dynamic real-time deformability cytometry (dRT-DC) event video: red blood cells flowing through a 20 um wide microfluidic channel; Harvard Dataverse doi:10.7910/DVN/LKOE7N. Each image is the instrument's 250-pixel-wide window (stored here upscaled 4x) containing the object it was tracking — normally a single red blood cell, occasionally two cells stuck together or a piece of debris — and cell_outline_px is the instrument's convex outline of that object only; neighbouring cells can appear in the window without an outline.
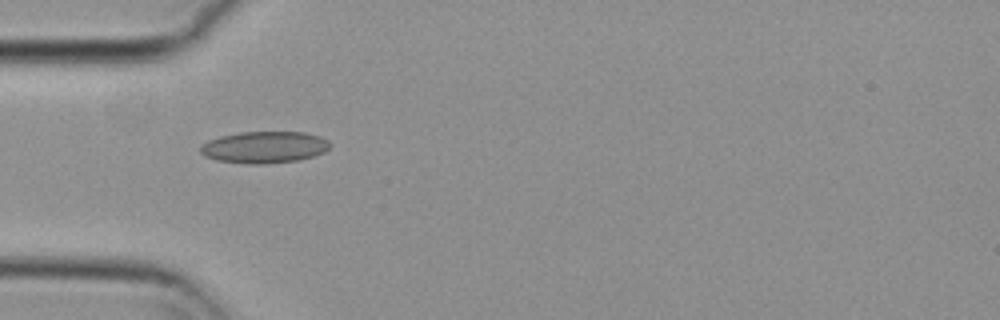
{"species": "common noctule bat (a hibernating species)", "species_latin": "Nyctalus noctula", "temperature_condition": "cold", "stored_images_in_passage": 39, "camera_frame_rate_fps": 3000, "um_per_image_px": 0.085, "animal": {"sex": "female", "body_mass_g": 29.2, "forearm_length_mm": 56.3}, "frame": {"image": 1, "passage_image": 1, "time_ms": 0.0, "image_size_px": [1000, 320], "cell_outline_px": [[332, 144], [324, 152], [312, 156], [296, 160], [264, 164], [248, 164], [216, 160], [204, 156], [200, 152], [200, 144], [208, 140], [220, 136], [240, 132], [304, 132], [320, 136], [328, 140]], "centroid_in_image_um": [22.44, 12.51], "position_along_channel_um": 62.6, "area_um2": 24.04}}
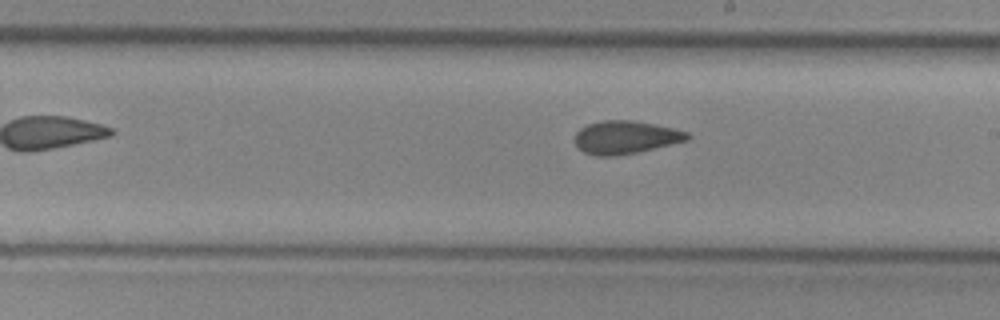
{"frame": {"image": 2, "passage_image": 15, "time_ms": 4.667, "image_size_px": [1000, 320], "cell_outline_px": [[692, 136], [688, 140], [636, 152], [616, 156], [596, 156], [584, 152], [576, 144], [576, 132], [580, 128], [588, 124], [604, 120], [632, 120], [672, 128], [688, 132]], "centroid_in_image_um": [53.17, 11.67], "position_along_channel_um": 235.8, "area_um2": 21.39}}
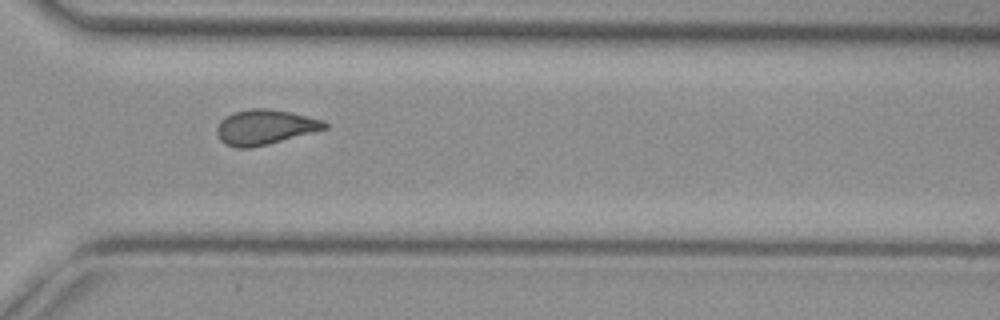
{"frame": {"image": 3, "passage_image": 24, "time_ms": 7.667, "image_size_px": [1000, 320], "cell_outline_px": [[328, 128], [268, 144], [252, 148], [236, 148], [224, 144], [220, 140], [216, 132], [216, 128], [220, 120], [224, 116], [232, 112], [252, 108], [264, 108], [288, 112], [324, 120], [328, 124]], "centroid_in_image_um": [22.46, 10.81], "position_along_channel_um": 348.1, "area_um2": 22.02}, "authors_computed_cell_mechanics": {"area_um2": 21.4438, "velocity_mm_per_s": 3.7455, "shape_relaxation_time_tau1_ms": null, "shape_relaxation_time_tau2_ms": 2.6246, "deformation_change_tau1": null, "deformation_change_tau2": 0.0934}}